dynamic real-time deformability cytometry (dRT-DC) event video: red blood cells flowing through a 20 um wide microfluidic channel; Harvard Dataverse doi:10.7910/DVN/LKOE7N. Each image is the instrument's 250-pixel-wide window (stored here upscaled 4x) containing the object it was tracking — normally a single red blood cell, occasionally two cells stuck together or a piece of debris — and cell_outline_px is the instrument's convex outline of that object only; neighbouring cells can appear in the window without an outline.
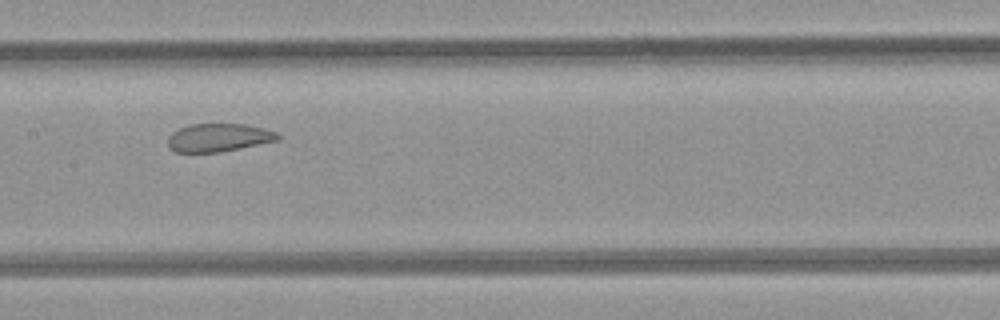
{"species": "common noctule bat (a hibernating species)", "species_latin": "Nyctalus noctula", "temperature_condition": "room temperature", "stored_images_in_passage": 9, "camera_frame_rate_fps": 3000, "um_per_image_px": 0.085, "animal": {"sex": "female", "body_mass_g": 21.9}, "frame": {"image": 1, "passage_image": 7, "time_ms": 7.667, "image_size_px": [1000, 320], "cell_outline_px": [[280, 140], [220, 152], [176, 152], [168, 148], [168, 136], [172, 132], [180, 128], [192, 124], [244, 124], [264, 128], [276, 132], [280, 136]], "centroid_in_image_um": [18.58, 11.7], "position_along_channel_um": 188.8, "area_um2": 18.03}}
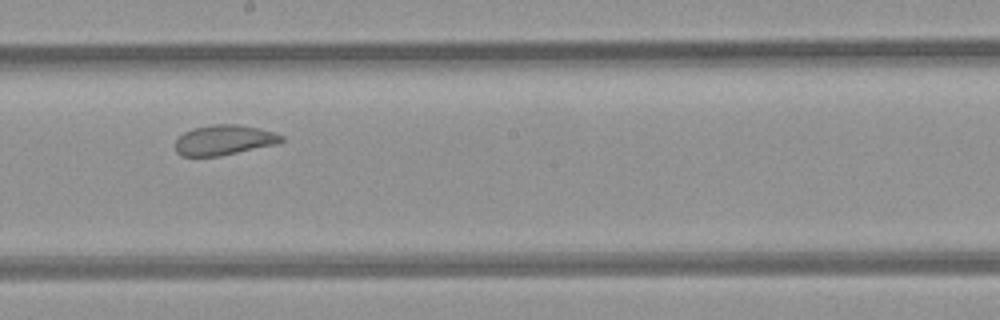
{"frame": {"image": 2, "passage_image": 8, "time_ms": 8.667, "image_size_px": [1000, 320], "cell_outline_px": [[284, 140], [276, 144], [220, 156], [180, 156], [176, 152], [176, 140], [184, 132], [192, 128], [212, 124], [236, 124], [260, 128], [276, 132], [284, 136]], "centroid_in_image_um": [19.06, 11.89], "position_along_channel_um": 229.1, "area_um2": 18.73}}